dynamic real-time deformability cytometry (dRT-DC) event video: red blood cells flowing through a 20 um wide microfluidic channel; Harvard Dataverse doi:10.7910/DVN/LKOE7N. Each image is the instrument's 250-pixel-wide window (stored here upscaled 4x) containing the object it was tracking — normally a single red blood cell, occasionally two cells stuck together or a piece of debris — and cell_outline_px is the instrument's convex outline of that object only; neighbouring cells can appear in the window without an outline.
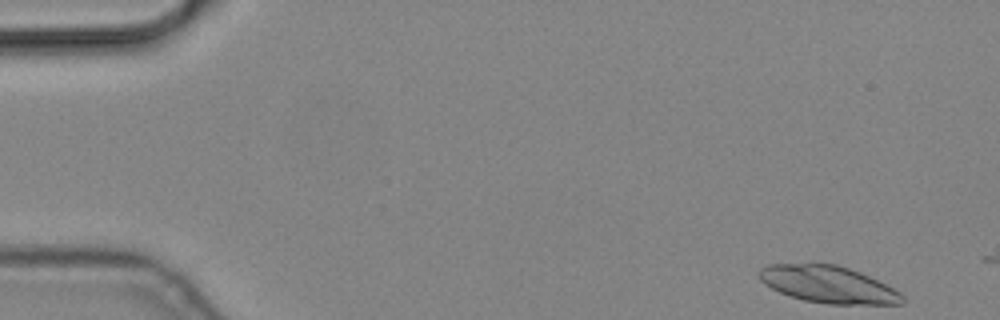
{"species": "common noctule bat (a hibernating species)", "species_latin": "Nyctalus noctula", "temperature_condition": "cold", "stored_images_in_passage": 2, "camera_frame_rate_fps": 3000, "um_per_image_px": 0.085, "animal": {"sex": "male", "body_mass_g": 19.2, "forearm_length_mm": 51.8}, "frame": {"image": 1, "passage_image": 1, "time_ms": 0.0, "image_size_px": [1000, 320], "cell_outline_px": [[904, 304], [828, 304], [804, 300], [780, 292], [764, 284], [760, 280], [756, 272], [760, 268], [768, 264], [836, 264], [860, 272], [900, 292], [904, 296]], "centroid_in_image_um": [70.37, 24.18], "position_along_channel_um": 14.6, "area_um2": 30.69}}